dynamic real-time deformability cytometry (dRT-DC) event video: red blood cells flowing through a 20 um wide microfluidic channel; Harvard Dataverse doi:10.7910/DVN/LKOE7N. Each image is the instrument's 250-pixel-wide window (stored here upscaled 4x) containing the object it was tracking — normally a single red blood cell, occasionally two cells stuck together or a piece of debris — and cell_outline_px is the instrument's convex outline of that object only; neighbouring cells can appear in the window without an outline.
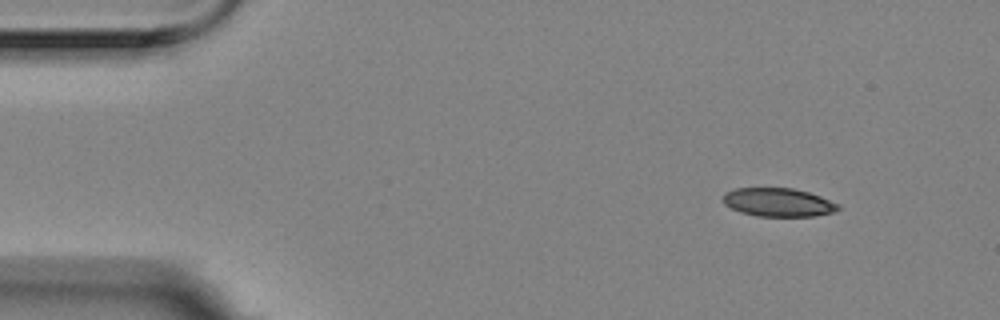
{"species": "Egyptian fruit bat (a non-hibernating species)", "species_latin": "Rousettus aegyptiacus", "temperature_condition": "room temperature", "stored_images_in_passage": 12, "camera_frame_rate_fps": 3000, "um_per_image_px": 0.085, "animal": {"sex": "female"}, "frame": {"image": 1, "passage_image": 1, "time_ms": 0.0, "image_size_px": [1000, 320], "cell_outline_px": [[840, 208], [832, 212], [816, 216], [756, 216], [740, 212], [724, 204], [724, 192], [736, 188], [792, 188], [808, 192], [820, 196], [840, 204]], "centroid_in_image_um": [66.15, 17.2], "position_along_channel_um": 18.8, "area_um2": 19.07}}
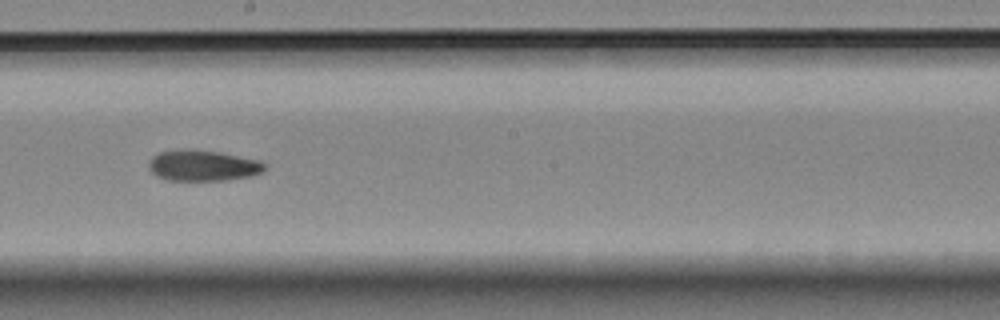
{"frame": {"image": 2, "passage_image": 7, "time_ms": 2.0, "image_size_px": [1000, 320], "cell_outline_px": [[264, 168], [260, 172], [252, 176], [224, 180], [168, 180], [156, 176], [148, 168], [148, 164], [152, 156], [160, 152], [180, 148], [220, 152], [260, 160], [264, 164]], "centroid_in_image_um": [17.2, 14.06], "position_along_channel_um": 231.0, "area_um2": 20.87}}
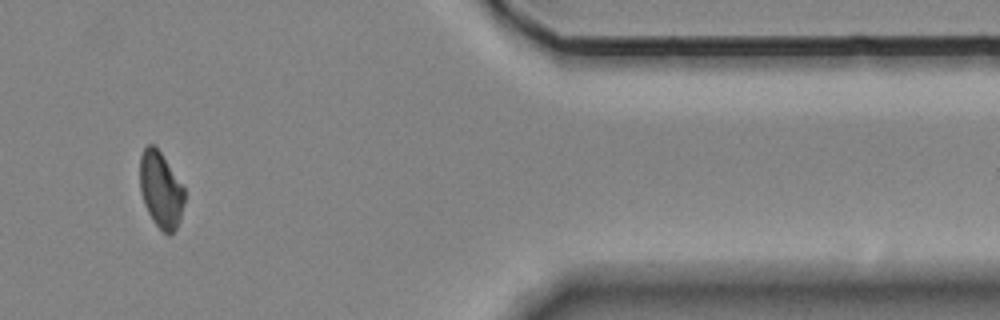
{"frame": {"image": 3, "passage_image": 12, "time_ms": 3.667, "image_size_px": [1000, 320], "cell_outline_px": [[184, 200], [180, 220], [176, 228], [168, 236], [152, 220], [144, 204], [140, 188], [140, 156], [144, 148], [148, 144], [152, 144], [160, 152], [184, 188]], "centroid_in_image_um": [13.65, 16.15], "position_along_channel_um": 397.7, "area_um2": 19.42}}